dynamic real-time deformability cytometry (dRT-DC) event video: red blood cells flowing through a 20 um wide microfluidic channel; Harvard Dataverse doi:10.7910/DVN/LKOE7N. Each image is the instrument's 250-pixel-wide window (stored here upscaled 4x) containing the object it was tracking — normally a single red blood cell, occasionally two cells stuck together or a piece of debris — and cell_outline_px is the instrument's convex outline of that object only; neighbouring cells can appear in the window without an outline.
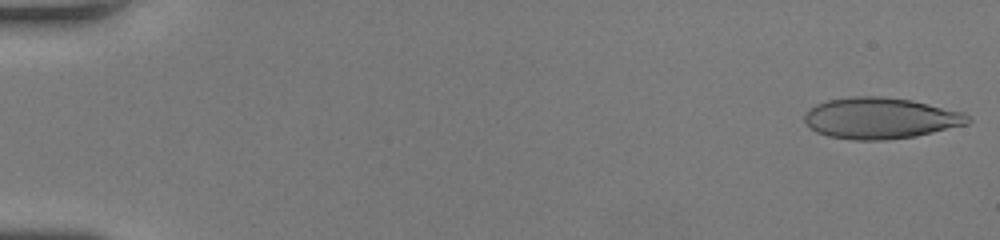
{"species": "human", "species_latin": "Homo sapiens", "temperature_condition": "room temperature", "stored_images_in_passage": 17, "camera_frame_rate_fps": 3000, "um_per_image_px": 0.085, "donor": {"sex": "female"}, "frame": {"image": 1, "passage_image": 1, "time_ms": 0.0, "image_size_px": [1000, 240], "cell_outline_px": [[972, 120], [968, 124], [916, 136], [884, 140], [852, 140], [828, 136], [816, 132], [804, 120], [804, 116], [808, 108], [816, 104], [828, 100], [852, 96], [880, 96], [912, 100], [964, 112]], "centroid_in_image_um": [74.84, 10.04], "position_along_channel_um": 10.2, "area_um2": 39.3}}